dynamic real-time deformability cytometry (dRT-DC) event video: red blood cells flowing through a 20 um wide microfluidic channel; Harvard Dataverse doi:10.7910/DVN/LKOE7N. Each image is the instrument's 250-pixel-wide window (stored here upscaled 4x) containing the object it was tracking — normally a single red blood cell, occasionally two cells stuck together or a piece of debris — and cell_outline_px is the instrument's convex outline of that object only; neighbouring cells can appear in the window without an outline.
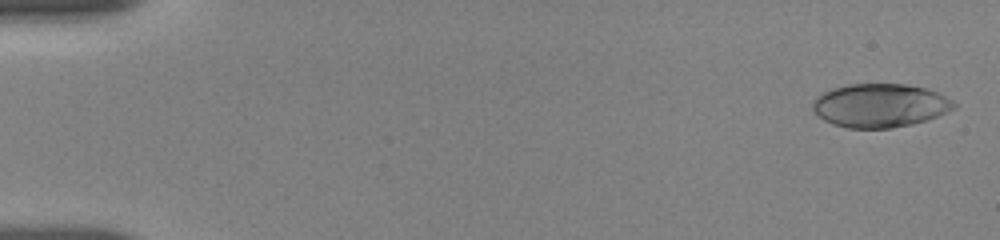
{"species": "human", "species_latin": "Homo sapiens", "temperature_condition": "room temperature", "stored_images_in_passage": 54, "camera_frame_rate_fps": 3000, "um_per_image_px": 0.085, "donor": {"sex": "female"}, "frame": {"image": 1, "passage_image": 1, "time_ms": 0.0, "image_size_px": [1000, 240], "cell_outline_px": [[956, 108], [948, 112], [912, 124], [892, 128], [848, 128], [832, 124], [824, 120], [812, 108], [812, 100], [816, 96], [832, 88], [848, 84], [908, 84], [924, 88], [936, 92], [952, 100], [956, 104]], "centroid_in_image_um": [74.78, 8.96], "position_along_channel_um": 10.2, "area_um2": 35.84}}
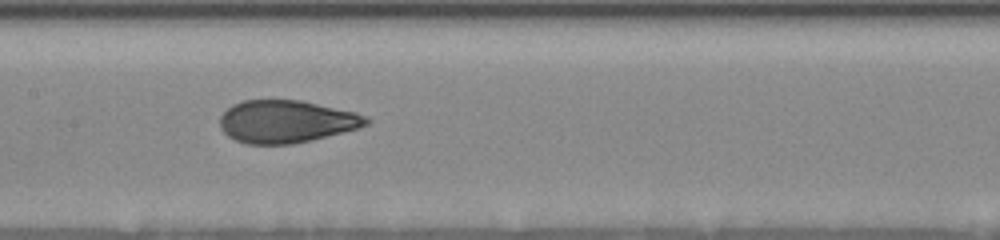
{"frame": {"image": 2, "passage_image": 27, "time_ms": 8.667, "image_size_px": [1000, 240], "cell_outline_px": [[372, 120], [368, 124], [360, 128], [312, 140], [292, 144], [248, 144], [236, 140], [228, 136], [220, 128], [220, 116], [232, 104], [244, 100], [300, 100], [356, 112], [368, 116]], "centroid_in_image_um": [24.37, 10.33], "position_along_channel_um": 183.0, "area_um2": 36.47}}
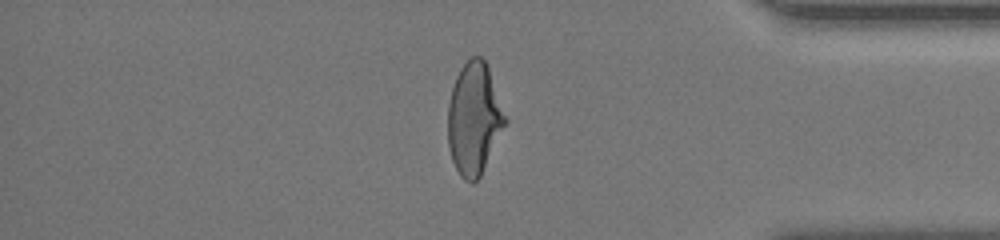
{"frame": {"image": 3, "passage_image": 46, "time_ms": 15.0, "image_size_px": [1000, 240], "cell_outline_px": [[508, 120], [480, 176], [472, 184], [464, 180], [460, 176], [452, 160], [448, 144], [448, 104], [452, 88], [456, 76], [460, 68], [472, 56], [480, 56], [484, 60], [488, 68]], "centroid_in_image_um": [40.29, 10.1], "position_along_channel_um": 394.9, "area_um2": 37.17}, "authors_computed_cell_mechanics": {"area_um2": 36.7608, "velocity_mm_per_s": 3.6759, "shape_relaxation_time_tau1_ms": 6.6061, "shape_relaxation_time_tau2_ms": 0.716, "deformation_change_tau1": 0.2191, "deformation_change_tau2": 0.0662}}